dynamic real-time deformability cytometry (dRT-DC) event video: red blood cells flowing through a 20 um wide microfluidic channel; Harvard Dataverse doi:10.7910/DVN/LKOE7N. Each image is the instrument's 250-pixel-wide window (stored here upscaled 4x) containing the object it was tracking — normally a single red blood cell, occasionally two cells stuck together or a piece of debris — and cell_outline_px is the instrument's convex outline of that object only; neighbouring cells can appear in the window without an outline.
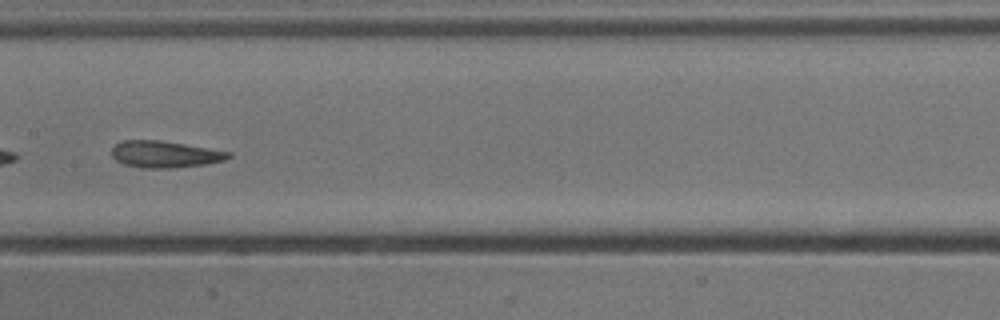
{"species": "common noctule bat (a hibernating species)", "species_latin": "Nyctalus noctula", "temperature_condition": "cold", "stored_images_in_passage": 21, "camera_frame_rate_fps": 3000, "um_per_image_px": 0.085, "animal": {"sex": "male", "body_mass_g": 13.3}, "frame": {"image": 1, "passage_image": 12, "time_ms": 3.667, "image_size_px": [1000, 320], "cell_outline_px": [[232, 156], [224, 160], [204, 164], [172, 168], [140, 168], [124, 164], [116, 160], [112, 156], [112, 148], [116, 144], [124, 140], [160, 140], [232, 152]], "centroid_in_image_um": [14.0, 13.11], "position_along_channel_um": 193.4, "area_um2": 18.09}}
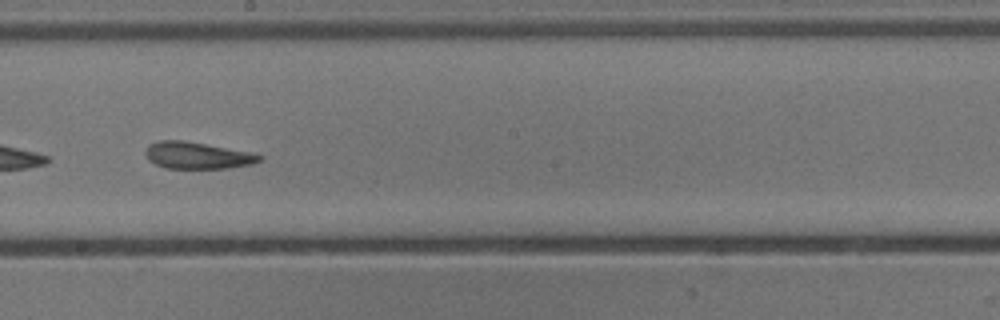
{"frame": {"image": 2, "passage_image": 15, "time_ms": 4.667, "image_size_px": [1000, 320], "cell_outline_px": [[264, 156], [260, 160], [252, 164], [228, 168], [164, 168], [148, 160], [144, 152], [148, 144], [160, 140], [184, 140], [248, 152]], "centroid_in_image_um": [16.71, 13.21], "position_along_channel_um": 231.5, "area_um2": 17.69}}